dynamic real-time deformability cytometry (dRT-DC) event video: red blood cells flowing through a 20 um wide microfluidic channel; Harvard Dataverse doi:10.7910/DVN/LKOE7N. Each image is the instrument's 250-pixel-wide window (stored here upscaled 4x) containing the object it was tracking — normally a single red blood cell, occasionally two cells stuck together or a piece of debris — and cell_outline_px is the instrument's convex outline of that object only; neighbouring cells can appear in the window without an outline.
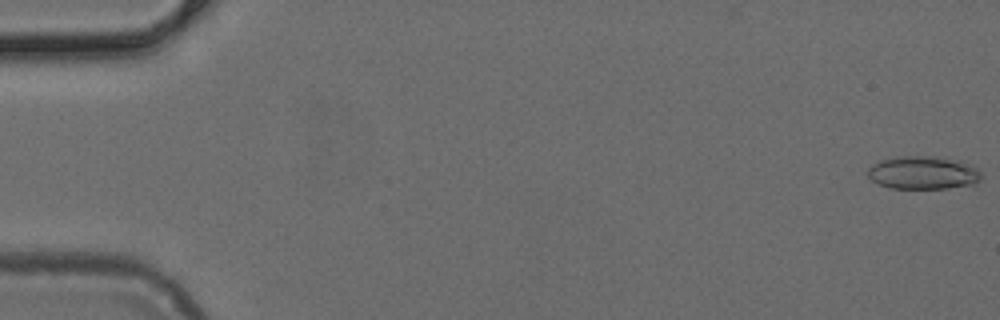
{"species": "common noctule bat (a hibernating species)", "species_latin": "Nyctalus noctula", "temperature_condition": "cold", "stored_images_in_passage": 50, "camera_frame_rate_fps": 3000, "um_per_image_px": 0.085, "animal": {"sex": "female", "body_mass_g": 24.6, "forearm_length_mm": 56.2}, "frame": {"image": 1, "passage_image": 1, "time_ms": 0.0, "image_size_px": [1000, 320], "cell_outline_px": [[980, 180], [972, 184], [948, 188], [888, 188], [872, 180], [868, 176], [868, 168], [872, 164], [880, 160], [896, 156], [936, 156], [960, 160], [976, 168], [980, 172]], "centroid_in_image_um": [78.44, 14.67], "position_along_channel_um": 6.6, "area_um2": 21.91}}
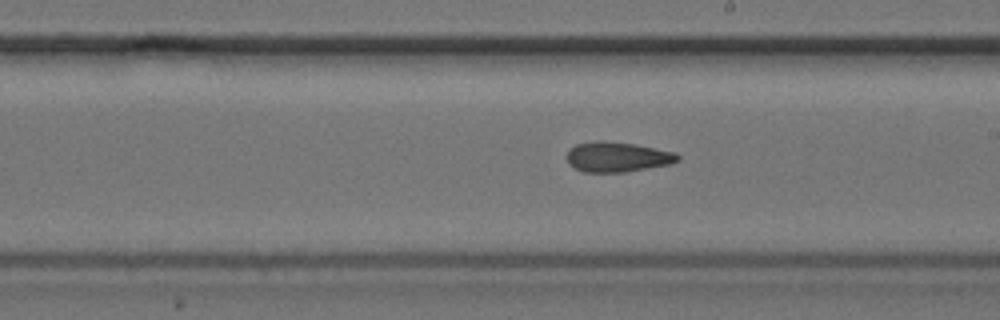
{"frame": {"image": 2, "passage_image": 29, "time_ms": 9.333, "image_size_px": [1000, 320], "cell_outline_px": [[680, 160], [672, 164], [624, 172], [584, 172], [568, 164], [568, 152], [576, 144], [596, 140], [604, 140], [636, 144], [676, 152], [680, 156]], "centroid_in_image_um": [52.52, 13.33], "position_along_channel_um": 236.5, "area_um2": 19.54}}
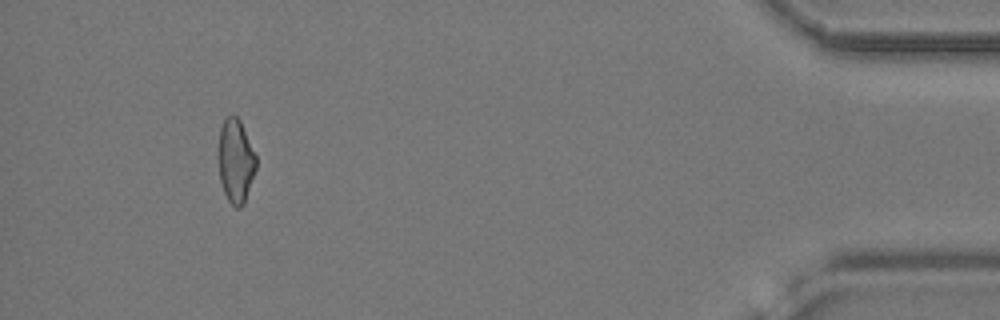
{"frame": {"image": 3, "passage_image": 47, "time_ms": 15.333, "image_size_px": [1000, 320], "cell_outline_px": [[256, 168], [244, 204], [240, 208], [236, 208], [228, 200], [224, 192], [220, 180], [216, 156], [220, 128], [224, 120], [232, 112], [240, 120], [256, 156]], "centroid_in_image_um": [19.99, 13.66], "position_along_channel_um": 415.2, "area_um2": 18.73}}